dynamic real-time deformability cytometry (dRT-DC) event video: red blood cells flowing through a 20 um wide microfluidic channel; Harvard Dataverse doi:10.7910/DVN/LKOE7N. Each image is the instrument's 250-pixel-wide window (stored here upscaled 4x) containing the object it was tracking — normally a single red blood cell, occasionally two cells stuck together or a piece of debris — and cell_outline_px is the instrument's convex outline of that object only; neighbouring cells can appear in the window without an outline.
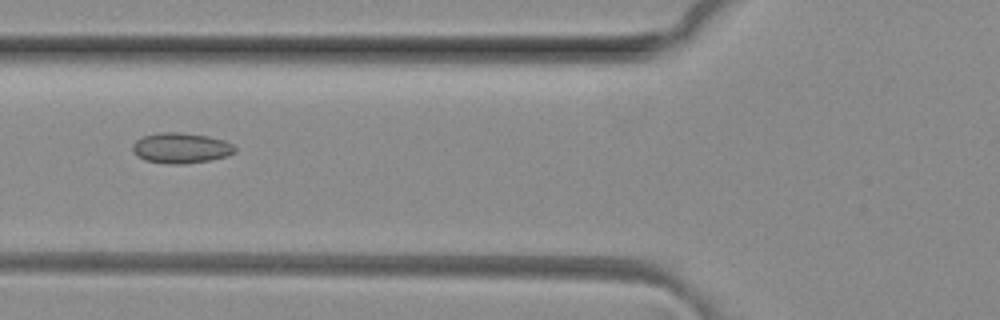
{"species": "common noctule bat (a hibernating species)", "species_latin": "Nyctalus noctula", "temperature_condition": "room temperature", "stored_images_in_passage": 2, "camera_frame_rate_fps": 3000, "um_per_image_px": 0.085, "animal": {"sex": "female", "body_mass_g": 29.2, "forearm_length_mm": 56.3}, "frame": {"image": 1, "passage_image": 2, "time_ms": 0.333, "image_size_px": [1000, 320], "cell_outline_px": [[236, 152], [228, 156], [212, 160], [184, 164], [168, 164], [144, 160], [136, 156], [132, 152], [132, 144], [136, 140], [144, 136], [160, 132], [180, 132], [208, 136], [224, 140], [232, 144], [236, 148]], "centroid_in_image_um": [15.38, 12.59], "position_along_channel_um": 110.4, "area_um2": 18.44}}